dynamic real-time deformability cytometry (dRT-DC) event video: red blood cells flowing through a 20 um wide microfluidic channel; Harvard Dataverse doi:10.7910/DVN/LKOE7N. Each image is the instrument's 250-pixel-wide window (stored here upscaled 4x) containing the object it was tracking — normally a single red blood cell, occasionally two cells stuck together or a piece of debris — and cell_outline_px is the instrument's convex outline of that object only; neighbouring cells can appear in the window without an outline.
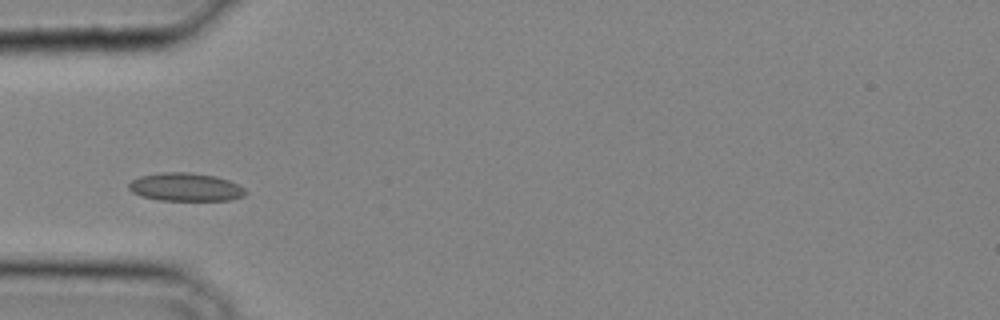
{"species": "common noctule bat (a hibernating species)", "species_latin": "Nyctalus noctula", "temperature_condition": "cold", "stored_images_in_passage": 31, "camera_frame_rate_fps": 3000, "um_per_image_px": 0.085, "animal": {"sex": "male", "body_mass_g": 20.4}, "frame": {"image": 1, "passage_image": 7, "time_ms": 2.0, "image_size_px": [1000, 320], "cell_outline_px": [[248, 192], [244, 196], [228, 200], [160, 200], [140, 196], [132, 192], [128, 188], [128, 184], [132, 180], [140, 176], [164, 172], [192, 172], [216, 176], [228, 180], [244, 188]], "centroid_in_image_um": [15.76, 15.9], "position_along_channel_um": 69.2, "area_um2": 19.19}}
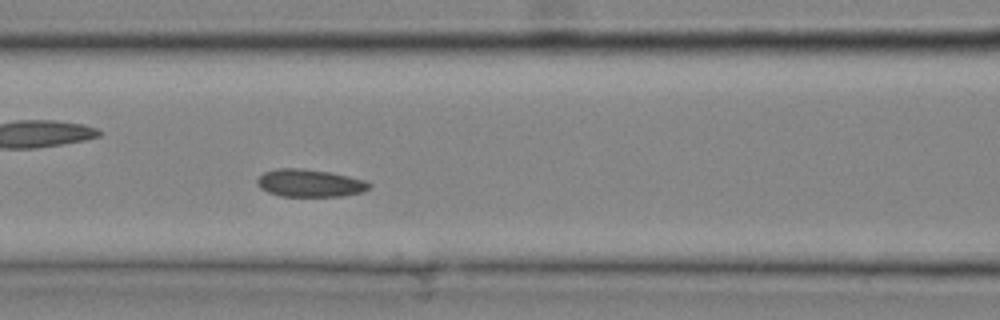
{"frame": {"image": 2, "passage_image": 11, "time_ms": 3.333, "image_size_px": [1000, 320], "cell_outline_px": [[372, 184], [368, 188], [360, 192], [344, 196], [280, 196], [268, 192], [260, 188], [256, 184], [256, 180], [264, 172], [276, 168], [304, 168], [328, 172], [348, 176], [364, 180]], "centroid_in_image_um": [26.28, 15.56], "position_along_channel_um": 140.3, "area_um2": 17.98}}
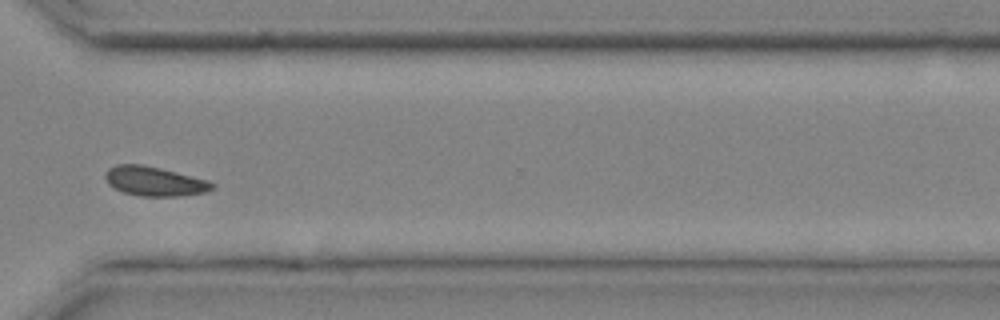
{"frame": {"image": 3, "passage_image": 23, "time_ms": 7.333, "image_size_px": [1000, 320], "cell_outline_px": [[216, 184], [208, 192], [180, 196], [140, 196], [124, 192], [108, 184], [104, 176], [108, 168], [116, 164], [144, 164], [208, 180]], "centroid_in_image_um": [13.13, 15.4], "position_along_channel_um": 357.5, "area_um2": 18.32}}